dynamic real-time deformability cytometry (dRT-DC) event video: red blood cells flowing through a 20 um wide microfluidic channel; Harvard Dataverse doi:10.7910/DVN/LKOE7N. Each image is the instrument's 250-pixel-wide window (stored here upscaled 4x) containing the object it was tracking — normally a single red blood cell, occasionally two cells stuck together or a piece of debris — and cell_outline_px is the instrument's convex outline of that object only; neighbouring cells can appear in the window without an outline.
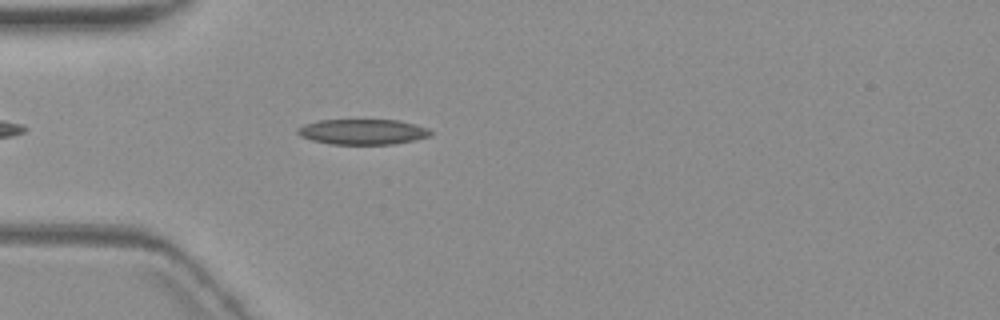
{"species": "common noctule bat (a hibernating species)", "species_latin": "Nyctalus noctula", "temperature_condition": "warm", "stored_images_in_passage": 5, "camera_frame_rate_fps": 3000, "um_per_image_px": 0.085, "animal": {"sex": "female", "body_mass_g": 19.3, "forearm_length_mm": 54.1}, "frame": {"image": 1, "passage_image": 5, "time_ms": 4.667, "image_size_px": [1000, 320], "cell_outline_px": [[436, 132], [432, 136], [416, 140], [392, 144], [328, 144], [312, 140], [300, 136], [296, 132], [296, 128], [304, 124], [320, 120], [400, 120], [416, 124], [428, 128]], "centroid_in_image_um": [30.88, 11.2], "position_along_channel_um": 54.1, "area_um2": 20.0}}